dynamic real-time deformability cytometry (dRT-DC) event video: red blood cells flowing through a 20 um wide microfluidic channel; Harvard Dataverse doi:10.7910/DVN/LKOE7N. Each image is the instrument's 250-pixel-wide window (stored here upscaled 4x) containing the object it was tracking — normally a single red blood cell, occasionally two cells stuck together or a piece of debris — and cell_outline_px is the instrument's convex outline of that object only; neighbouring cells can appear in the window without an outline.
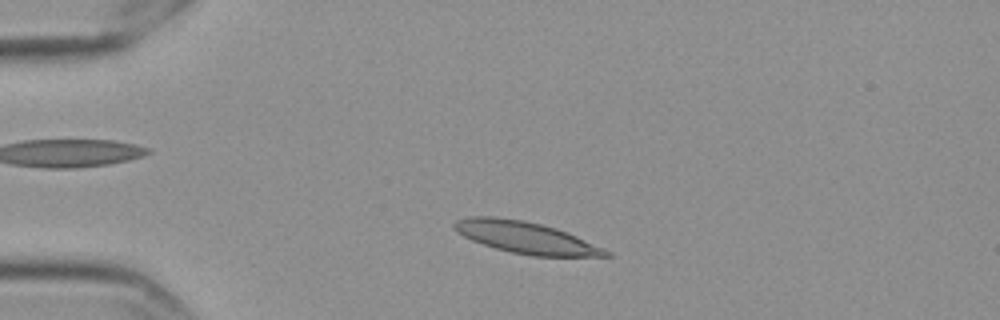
{"species": "Egyptian fruit bat (a non-hibernating species)", "species_latin": "Rousettus aegyptiacus", "temperature_condition": "cold", "stored_images_in_passage": 51, "camera_frame_rate_fps": 3000, "um_per_image_px": 0.085, "frame": {"image": 1, "passage_image": 7, "time_ms": 2.0, "image_size_px": [1000, 320], "cell_outline_px": [[612, 256], [532, 256], [512, 252], [496, 248], [472, 240], [456, 232], [452, 224], [456, 220], [472, 216], [492, 216], [520, 220], [540, 224], [556, 228], [576, 236], [604, 248], [612, 252]], "centroid_in_image_um": [44.69, 20.19], "position_along_channel_um": 40.3, "area_um2": 27.69}}
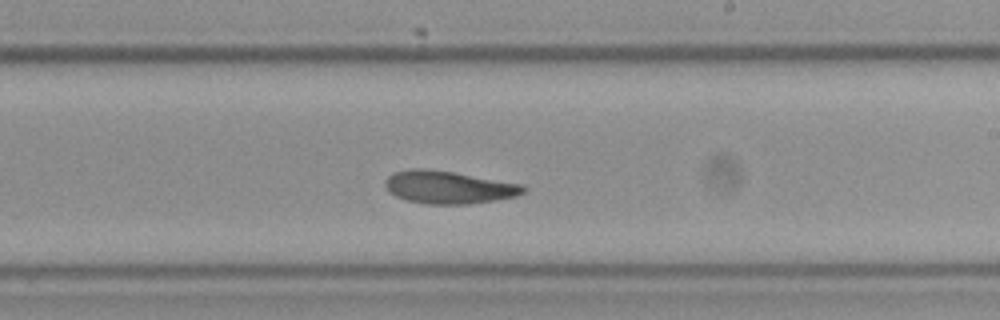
{"frame": {"image": 2, "passage_image": 28, "time_ms": 9.0, "image_size_px": [1000, 320], "cell_outline_px": [[524, 192], [516, 196], [468, 204], [424, 204], [404, 200], [388, 192], [384, 184], [384, 180], [388, 176], [396, 172], [412, 168], [416, 168], [452, 172], [524, 184]], "centroid_in_image_um": [38.08, 15.92], "position_along_channel_um": 250.9, "area_um2": 26.18}}
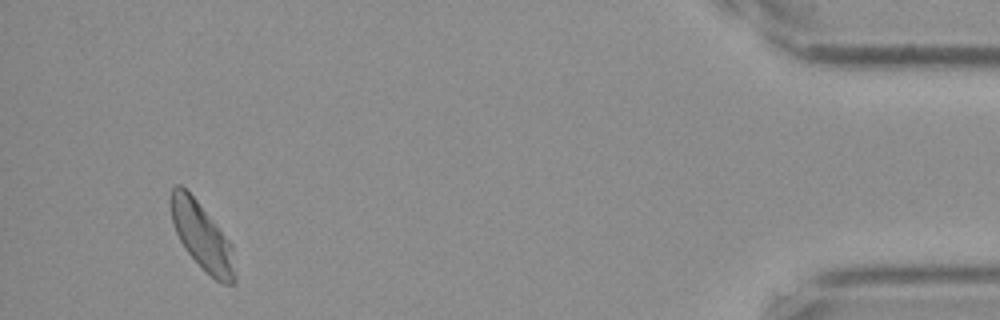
{"frame": {"image": 3, "passage_image": 48, "time_ms": 15.667, "image_size_px": [1000, 320], "cell_outline_px": [[236, 280], [232, 284], [224, 284], [216, 280], [184, 248], [176, 232], [172, 220], [168, 200], [172, 188], [176, 184], [180, 184], [196, 200], [232, 244], [236, 276]], "centroid_in_image_um": [17.15, 20.07], "position_along_channel_um": 418.0, "area_um2": 24.62}, "authors_computed_cell_mechanics": {"area_um2": 26.2412, "velocity_mm_per_s": 3.5104, "shape_relaxation_time_tau1_ms": 4.717, "shape_relaxation_time_tau2_ms": 2.1396, "deformation_change_tau1": 0.1473, "deformation_change_tau2": 0.0699}}